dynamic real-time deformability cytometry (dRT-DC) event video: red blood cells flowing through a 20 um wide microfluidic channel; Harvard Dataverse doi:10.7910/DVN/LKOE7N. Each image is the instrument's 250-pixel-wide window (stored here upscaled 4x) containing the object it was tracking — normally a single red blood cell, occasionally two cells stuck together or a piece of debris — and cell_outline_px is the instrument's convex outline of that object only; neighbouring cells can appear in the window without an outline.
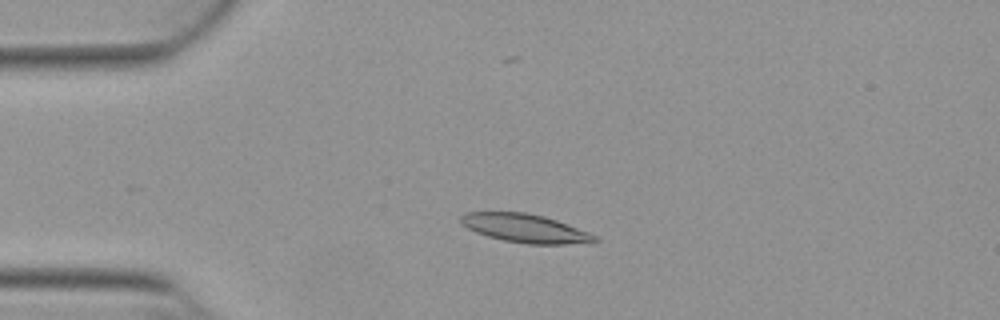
{"species": "Egyptian fruit bat (a non-hibernating species)", "species_latin": "Rousettus aegyptiacus", "temperature_condition": "warm", "stored_images_in_passage": 54, "camera_frame_rate_fps": 3000, "um_per_image_px": 0.085, "animal": {"sex": "female"}, "frame": {"image": 1, "passage_image": 13, "time_ms": 4.0, "image_size_px": [1000, 320], "cell_outline_px": [[600, 240], [592, 244], [528, 244], [504, 240], [488, 236], [476, 232], [460, 224], [460, 216], [468, 212], [524, 212], [544, 216], [556, 220], [588, 232], [596, 236]], "centroid_in_image_um": [44.68, 19.42], "position_along_channel_um": 40.3, "area_um2": 22.31}}
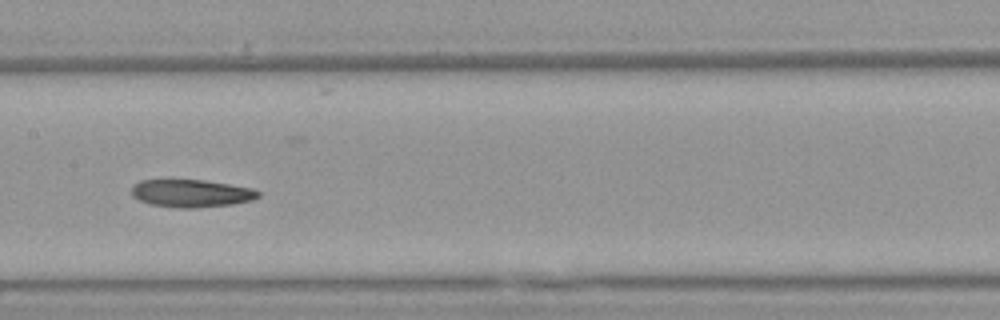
{"frame": {"image": 2, "passage_image": 27, "time_ms": 8.667, "image_size_px": [1000, 320], "cell_outline_px": [[260, 196], [252, 200], [232, 204], [196, 208], [180, 208], [152, 204], [140, 200], [132, 196], [132, 184], [140, 180], [204, 180], [252, 188], [260, 192]], "centroid_in_image_um": [16.26, 16.43], "position_along_channel_um": 191.1, "area_um2": 20.35}}
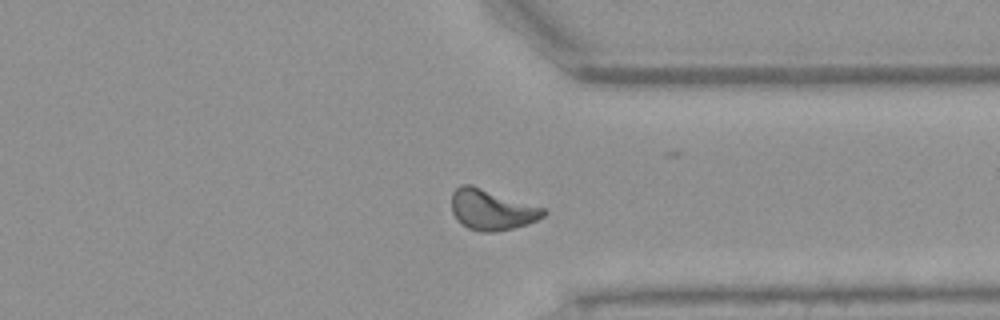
{"frame": {"image": 3, "passage_image": 41, "time_ms": 13.333, "image_size_px": [1000, 320], "cell_outline_px": [[548, 212], [544, 216], [528, 224], [512, 228], [492, 232], [484, 232], [468, 228], [460, 224], [456, 220], [452, 212], [452, 192], [460, 184], [472, 184], [544, 208]], "centroid_in_image_um": [41.77, 17.81], "position_along_channel_um": 369.6, "area_um2": 21.85}, "authors_computed_cell_mechanics": {"area_um2": 21.097, "velocity_mm_per_s": 3.8598, "shape_relaxation_time_tau1_ms": null, "shape_relaxation_time_tau2_ms": 3.0306, "deformation_change_tau1": null, "deformation_change_tau2": 0.0966}}